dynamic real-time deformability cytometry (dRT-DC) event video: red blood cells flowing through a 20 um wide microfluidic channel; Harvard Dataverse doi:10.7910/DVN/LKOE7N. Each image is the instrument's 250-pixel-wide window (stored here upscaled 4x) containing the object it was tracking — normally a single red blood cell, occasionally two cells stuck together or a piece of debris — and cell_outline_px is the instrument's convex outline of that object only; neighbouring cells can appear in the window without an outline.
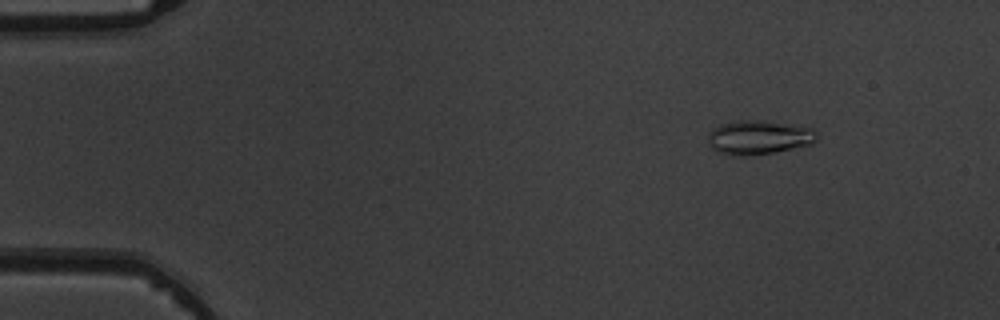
{"species": "common noctule bat (a hibernating species)", "species_latin": "Nyctalus noctula", "temperature_condition": "warm", "stored_images_in_passage": 4, "camera_frame_rate_fps": 3000, "um_per_image_px": 0.085, "animal": {"sex": "male", "body_mass_g": 19.5, "forearm_length_mm": 54.6}, "frame": {"image": 1, "passage_image": 2, "time_ms": 1.0, "image_size_px": [1000, 320], "cell_outline_px": [[820, 136], [812, 144], [776, 152], [720, 152], [712, 148], [708, 144], [708, 132], [712, 128], [720, 124], [740, 120], [764, 120], [816, 128]], "centroid_in_image_um": [64.59, 11.6], "position_along_channel_um": 20.4, "area_um2": 21.1}}